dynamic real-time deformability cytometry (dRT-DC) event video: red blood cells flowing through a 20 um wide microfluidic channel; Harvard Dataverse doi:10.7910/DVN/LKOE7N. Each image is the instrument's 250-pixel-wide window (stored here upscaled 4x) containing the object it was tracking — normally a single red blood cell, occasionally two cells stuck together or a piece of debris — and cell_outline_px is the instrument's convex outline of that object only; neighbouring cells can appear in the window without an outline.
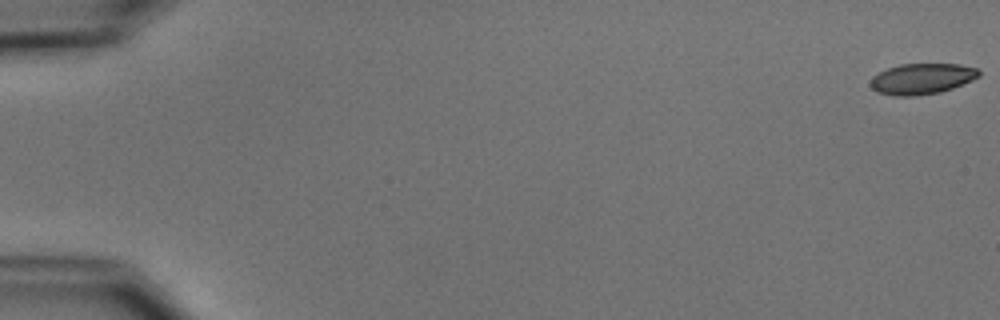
{"species": "common noctule bat (a hibernating species)", "species_latin": "Nyctalus noctula", "temperature_condition": "cold", "stored_images_in_passage": 55, "camera_frame_rate_fps": 3000, "um_per_image_px": 0.085, "animal": {"sex": "male", "body_mass_g": 15.6}, "frame": {"image": 1, "passage_image": 1, "time_ms": 0.0, "image_size_px": [1000, 320], "cell_outline_px": [[980, 76], [972, 80], [952, 88], [940, 92], [916, 96], [892, 96], [876, 92], [868, 84], [872, 76], [888, 68], [900, 64], [960, 64], [976, 68], [980, 72]], "centroid_in_image_um": [78.32, 6.7], "position_along_channel_um": 6.7, "area_um2": 19.59}}
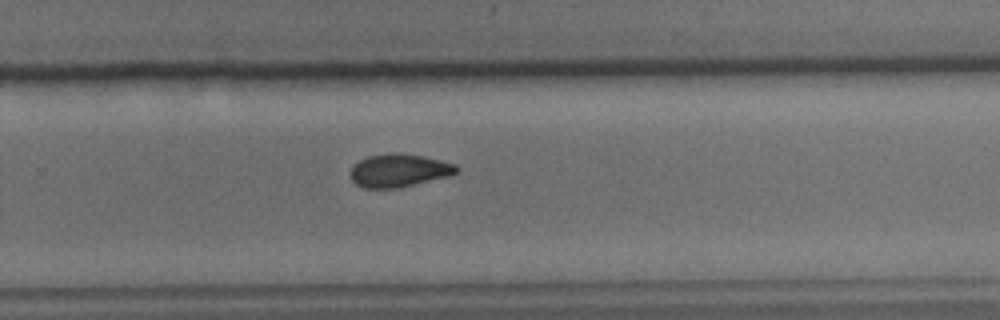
{"frame": {"image": 2, "passage_image": 37, "time_ms": 12.0, "image_size_px": [1000, 320], "cell_outline_px": [[460, 168], [456, 172], [448, 176], [400, 188], [364, 188], [356, 184], [352, 180], [352, 168], [360, 160], [368, 156], [392, 152], [400, 152], [440, 160], [456, 164]], "centroid_in_image_um": [33.93, 14.49], "position_along_channel_um": 295.9, "area_um2": 20.29}}
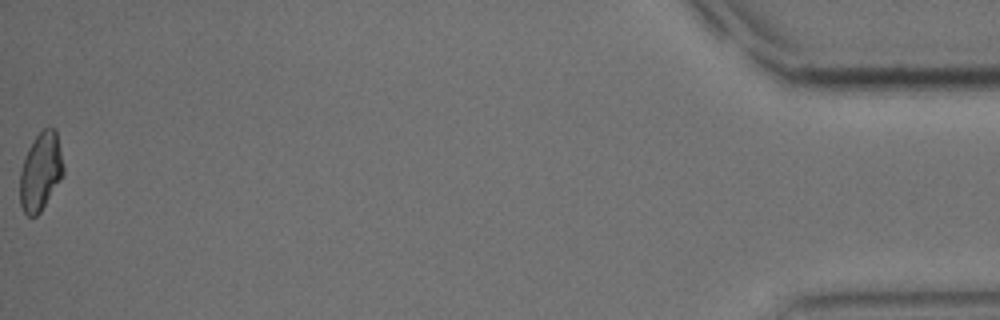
{"frame": {"image": 3, "passage_image": 55, "time_ms": 18.0, "image_size_px": [1000, 320], "cell_outline_px": [[64, 176], [40, 212], [36, 216], [28, 216], [24, 212], [20, 204], [20, 168], [28, 148], [36, 136], [44, 128], [56, 128], [64, 168]], "centroid_in_image_um": [3.46, 14.59], "position_along_channel_um": 431.7, "area_um2": 19.88}, "authors_computed_cell_mechanics": {"area_um2": 20.5768, "velocity_mm_per_s": 3.76, "shape_relaxation_time_tau1_ms": 5.1099, "shape_relaxation_time_tau2_ms": 5.9862, "deformation_change_tau1": 0.1206, "deformation_change_tau2": 0.1039}}